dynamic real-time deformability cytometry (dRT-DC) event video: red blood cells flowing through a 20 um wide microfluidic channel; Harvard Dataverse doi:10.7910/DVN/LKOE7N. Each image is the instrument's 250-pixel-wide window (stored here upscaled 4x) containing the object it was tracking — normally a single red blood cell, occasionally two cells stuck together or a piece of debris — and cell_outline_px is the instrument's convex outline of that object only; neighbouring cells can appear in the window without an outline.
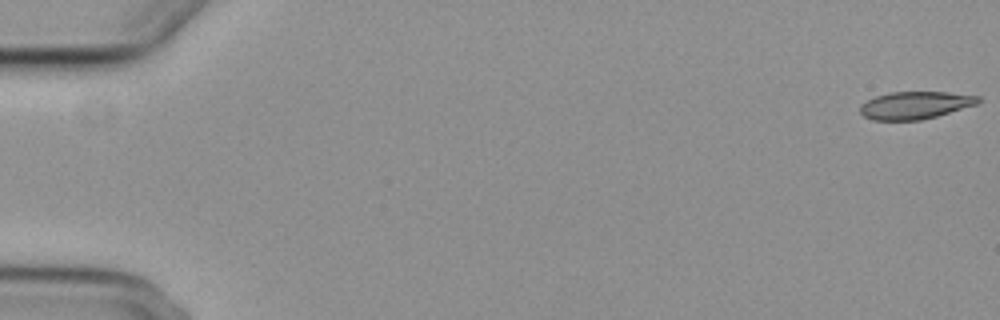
{"species": "common noctule bat (a hibernating species)", "species_latin": "Nyctalus noctula", "temperature_condition": "cold", "stored_images_in_passage": 9, "segment_of_instrument_passage": [1, 2], "camera_frame_rate_fps": 3000, "um_per_image_px": 0.085, "animal": {"sex": "female", "body_mass_g": 29.2, "forearm_length_mm": 56.3}, "frame": {"image": 1, "passage_image": 1, "time_ms": 0.0, "image_size_px": [1000, 320], "cell_outline_px": [[980, 100], [976, 104], [936, 116], [920, 120], [872, 120], [864, 116], [860, 112], [860, 104], [876, 96], [892, 92], [948, 92], [980, 96]], "centroid_in_image_um": [77.76, 8.94], "position_along_channel_um": 7.2, "area_um2": 18.73}}
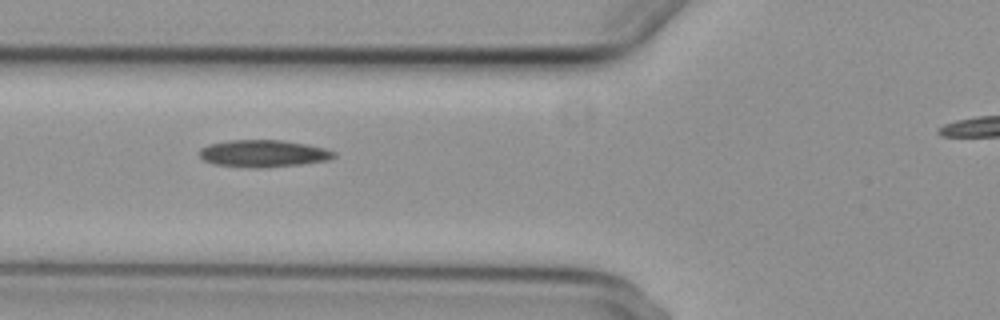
{"frame": {"image": 2, "passage_image": 7, "time_ms": 7.0, "image_size_px": [1000, 320], "cell_outline_px": [[336, 156], [328, 160], [300, 164], [264, 168], [248, 168], [212, 164], [204, 160], [200, 156], [200, 148], [208, 144], [228, 140], [284, 140], [324, 148], [336, 152]], "centroid_in_image_um": [22.35, 13.05], "position_along_channel_um": 103.4, "area_um2": 21.39}}
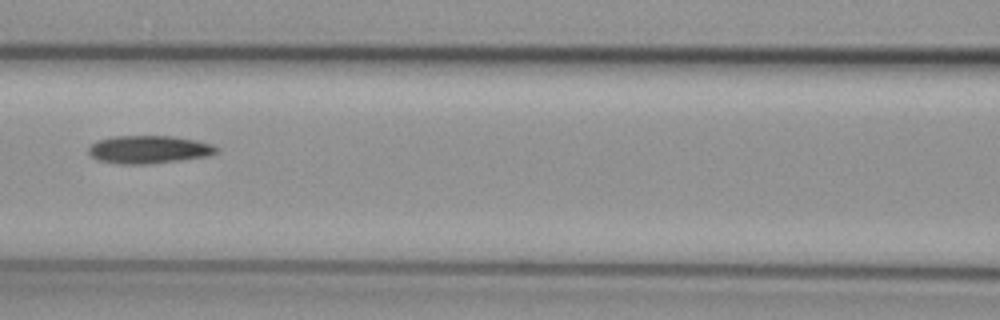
{"frame": {"image": 3, "passage_image": 8, "time_ms": 8.333, "image_size_px": [1000, 320], "cell_outline_px": [[220, 152], [208, 156], [152, 164], [120, 164], [96, 160], [88, 152], [88, 148], [96, 140], [112, 136], [172, 136], [196, 140], [212, 144], [220, 148]], "centroid_in_image_um": [12.67, 12.71], "position_along_channel_um": 153.9, "area_um2": 21.1}}